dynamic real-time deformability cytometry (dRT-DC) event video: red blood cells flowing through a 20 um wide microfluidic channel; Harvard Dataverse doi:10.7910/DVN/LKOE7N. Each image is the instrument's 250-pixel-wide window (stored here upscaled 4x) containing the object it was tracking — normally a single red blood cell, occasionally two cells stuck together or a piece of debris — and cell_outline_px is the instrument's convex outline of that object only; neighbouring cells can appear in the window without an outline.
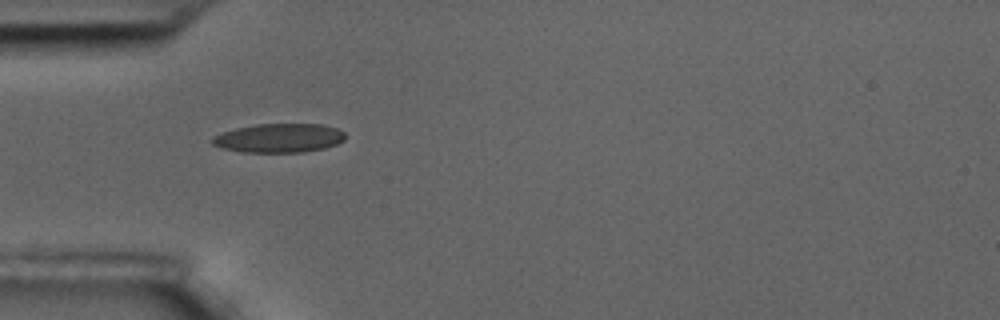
{"species": "common noctule bat (a hibernating species)", "species_latin": "Nyctalus noctula", "temperature_condition": "room temperature", "stored_images_in_passage": 42, "camera_frame_rate_fps": 3000, "um_per_image_px": 0.085, "animal": {"sex": "male", "body_mass_g": 17.5, "forearm_length_mm": 52.3}, "frame": {"image": 1, "passage_image": 1, "time_ms": 0.0, "image_size_px": [1000, 320], "cell_outline_px": [[344, 140], [336, 144], [324, 148], [304, 152], [244, 152], [220, 148], [212, 144], [208, 140], [212, 136], [236, 128], [256, 124], [324, 124], [336, 128], [344, 132]], "centroid_in_image_um": [23.68, 11.73], "position_along_channel_um": 61.3, "area_um2": 22.54}}
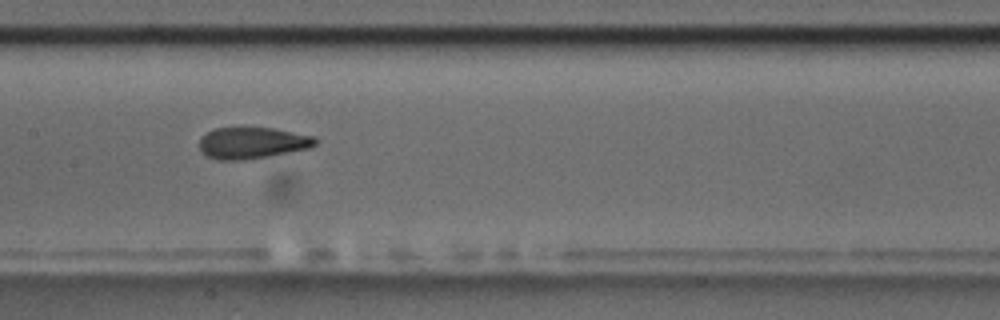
{"frame": {"image": 2, "passage_image": 12, "time_ms": 3.667, "image_size_px": [1000, 320], "cell_outline_px": [[316, 144], [308, 148], [268, 156], [244, 160], [220, 160], [208, 156], [200, 148], [200, 136], [212, 128], [272, 128], [316, 136]], "centroid_in_image_um": [21.43, 12.14], "position_along_channel_um": 186.0, "area_um2": 21.1}}
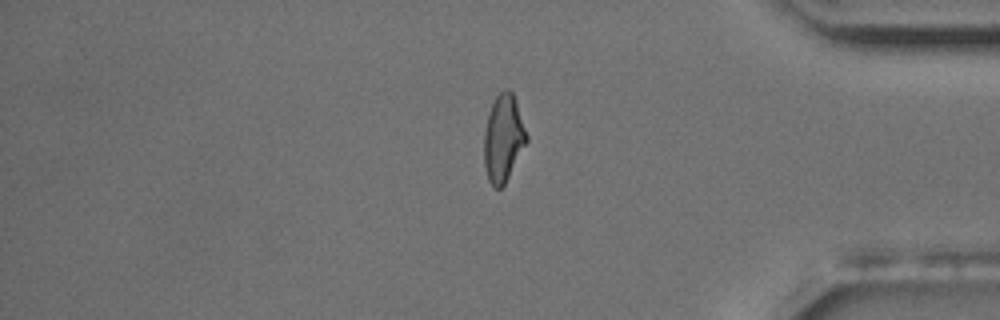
{"frame": {"image": 3, "passage_image": 32, "time_ms": 10.333, "image_size_px": [1000, 320], "cell_outline_px": [[528, 140], [504, 184], [500, 188], [492, 188], [488, 180], [484, 168], [484, 132], [488, 112], [496, 96], [504, 88], [508, 88], [512, 92], [528, 136]], "centroid_in_image_um": [42.76, 11.76], "position_along_channel_um": 392.4, "area_um2": 21.5}, "authors_computed_cell_mechanics": {"area_um2": 21.8195, "velocity_mm_per_s": 3.4572, "shape_relaxation_time_tau1_ms": 6.4567, "shape_relaxation_time_tau2_ms": 2.0594, "deformation_change_tau1": 0.1731, "deformation_change_tau2": 0.0836}}